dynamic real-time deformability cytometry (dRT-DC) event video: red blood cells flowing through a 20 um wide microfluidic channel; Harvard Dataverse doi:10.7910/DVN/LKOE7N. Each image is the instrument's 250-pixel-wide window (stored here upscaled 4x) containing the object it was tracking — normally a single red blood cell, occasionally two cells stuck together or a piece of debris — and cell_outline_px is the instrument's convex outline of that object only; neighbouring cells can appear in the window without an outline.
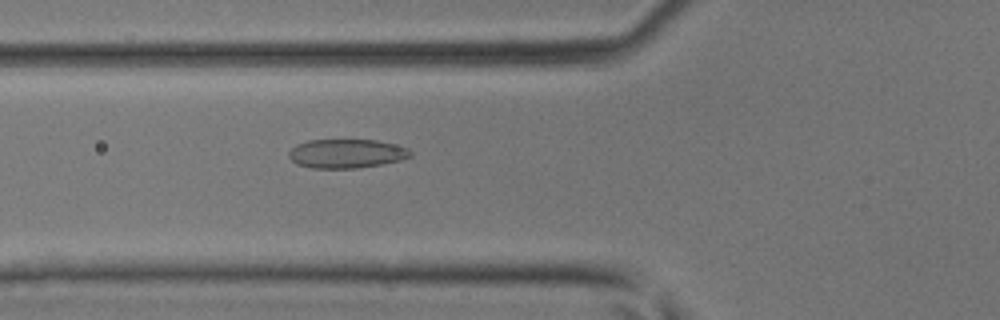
{"species": "common noctule bat (a hibernating species)", "species_latin": "Nyctalus noctula", "temperature_condition": "room temperature", "stored_images_in_passage": 46, "camera_frame_rate_fps": 3000, "um_per_image_px": 0.085, "animal": {"sex": "male", "body_mass_g": 17.9, "forearm_length_mm": 54.2}, "frame": {"image": 1, "passage_image": 18, "time_ms": 5.667, "image_size_px": [1000, 320], "cell_outline_px": [[412, 156], [400, 160], [380, 164], [356, 168], [312, 168], [296, 164], [288, 156], [288, 152], [296, 144], [308, 140], [376, 140], [408, 148], [412, 152]], "centroid_in_image_um": [29.42, 13.05], "position_along_channel_um": 96.4, "area_um2": 20.46}}
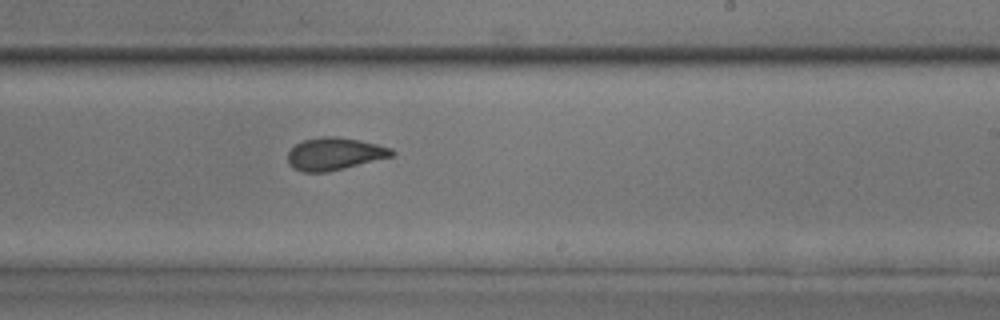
{"frame": {"image": 2, "passage_image": 29, "time_ms": 9.333, "image_size_px": [1000, 320], "cell_outline_px": [[396, 156], [328, 172], [304, 172], [292, 168], [288, 164], [288, 152], [296, 144], [304, 140], [324, 136], [336, 136], [360, 140], [392, 148], [396, 152]], "centroid_in_image_um": [28.47, 13.08], "position_along_channel_um": 260.5, "area_um2": 19.88}}
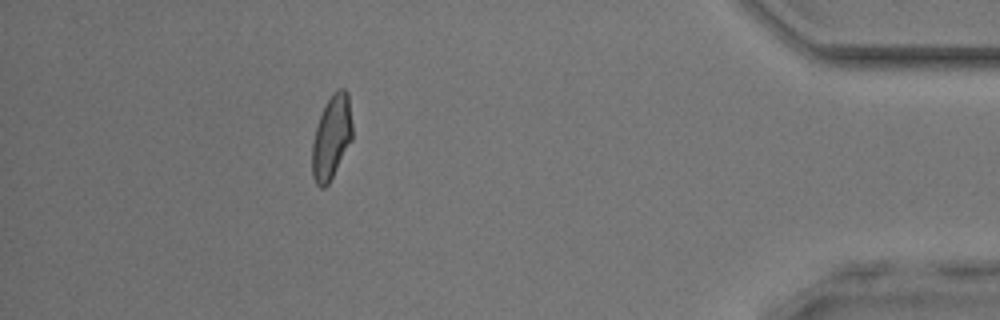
{"frame": {"image": 3, "passage_image": 42, "time_ms": 13.667, "image_size_px": [1000, 320], "cell_outline_px": [[352, 140], [328, 184], [324, 188], [320, 188], [316, 184], [312, 176], [312, 140], [320, 116], [332, 92], [336, 88], [344, 88], [348, 92], [352, 124]], "centroid_in_image_um": [28.18, 11.65], "position_along_channel_um": 407.0, "area_um2": 19.65}}